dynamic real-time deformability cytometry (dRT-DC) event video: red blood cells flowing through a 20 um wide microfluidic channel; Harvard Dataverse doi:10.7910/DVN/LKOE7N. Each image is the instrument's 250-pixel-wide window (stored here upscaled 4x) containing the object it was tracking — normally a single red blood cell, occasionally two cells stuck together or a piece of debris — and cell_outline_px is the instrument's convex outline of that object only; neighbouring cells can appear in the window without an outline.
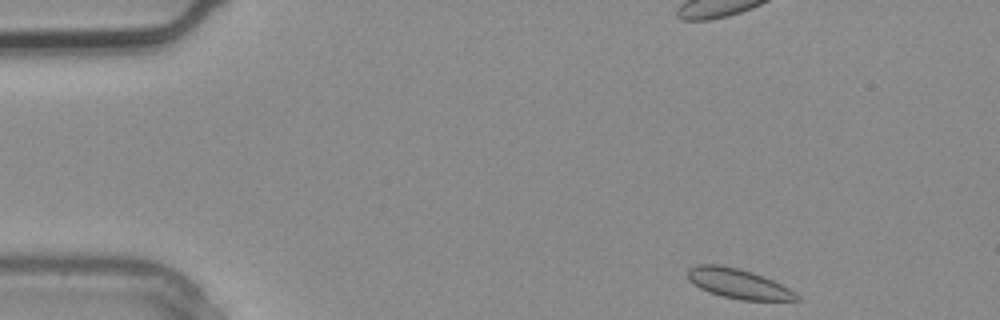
{"species": "common noctule bat (a hibernating species)", "species_latin": "Nyctalus noctula", "temperature_condition": "warm", "stored_images_in_passage": 3, "camera_frame_rate_fps": 3000, "um_per_image_px": 0.085, "animal": {"sex": "male", "body_mass_g": 20.4}, "frame": {"image": 1, "passage_image": 1, "time_ms": 0.0, "image_size_px": [1000, 320], "cell_outline_px": [[800, 300], [740, 300], [708, 292], [700, 288], [688, 280], [688, 268], [700, 264], [720, 264], [752, 272], [772, 280], [788, 288], [800, 296]], "centroid_in_image_um": [62.73, 24.11], "position_along_channel_um": 22.3, "area_um2": 18.67}}